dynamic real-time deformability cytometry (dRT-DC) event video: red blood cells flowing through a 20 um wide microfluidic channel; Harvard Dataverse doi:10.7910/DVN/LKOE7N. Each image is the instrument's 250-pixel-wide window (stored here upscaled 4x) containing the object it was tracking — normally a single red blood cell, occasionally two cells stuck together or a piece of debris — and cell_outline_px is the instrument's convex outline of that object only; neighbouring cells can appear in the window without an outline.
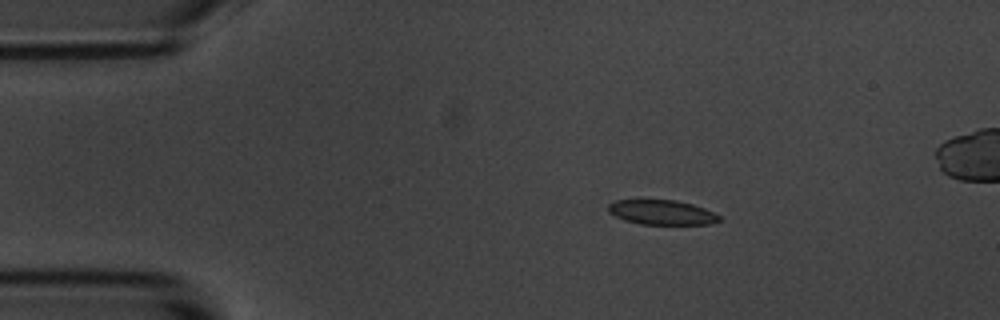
{"species": "common noctule bat (a hibernating species)", "species_latin": "Nyctalus noctula", "temperature_condition": "room temperature", "stored_images_in_passage": 49, "camera_frame_rate_fps": 3000, "um_per_image_px": 0.085, "animal": {"sex": "male", "body_mass_g": 20.1, "forearm_length_mm": 53.5}, "frame": {"image": 1, "passage_image": 1, "time_ms": 0.0, "image_size_px": [1000, 320], "cell_outline_px": [[724, 220], [712, 224], [640, 224], [624, 220], [608, 212], [608, 204], [616, 200], [676, 200], [692, 204], [704, 208], [720, 216]], "centroid_in_image_um": [56.28, 18.05], "position_along_channel_um": 28.7, "area_um2": 16.01}}
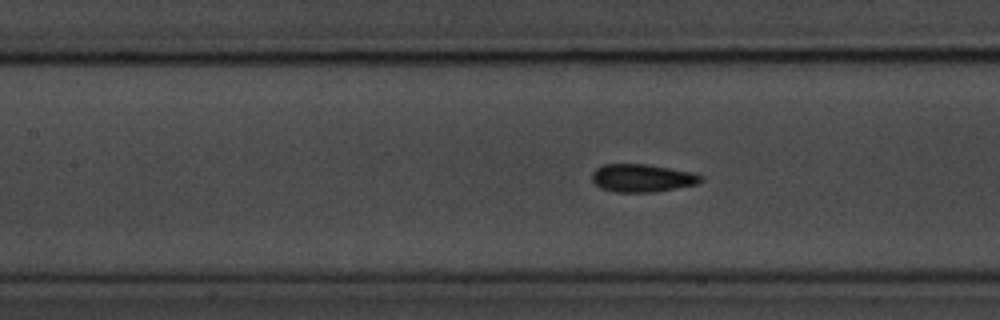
{"frame": {"image": 2, "passage_image": 16, "time_ms": 5.0, "image_size_px": [1000, 320], "cell_outline_px": [[704, 180], [700, 184], [656, 192], [616, 192], [600, 188], [592, 180], [592, 172], [596, 168], [604, 164], [648, 164], [692, 172], [704, 176]], "centroid_in_image_um": [54.63, 15.14], "position_along_channel_um": 152.8, "area_um2": 17.98}}
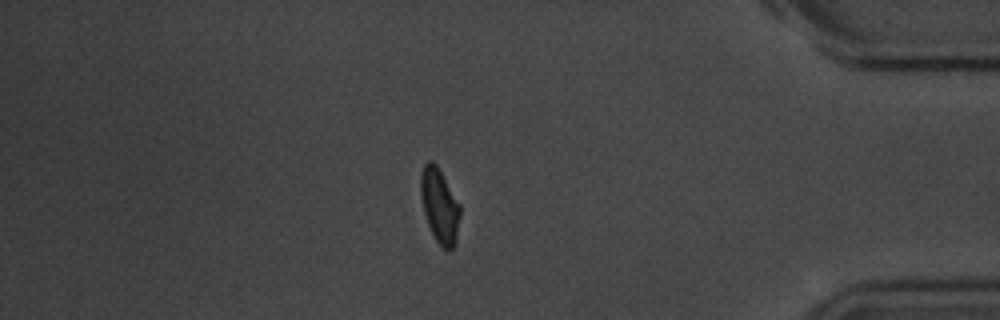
{"frame": {"image": 3, "passage_image": 40, "time_ms": 13.0, "image_size_px": [1000, 320], "cell_outline_px": [[460, 216], [456, 244], [452, 248], [444, 248], [436, 240], [428, 224], [424, 212], [420, 196], [420, 176], [424, 164], [428, 160], [432, 160], [436, 164], [460, 204]], "centroid_in_image_um": [37.36, 17.46], "position_along_channel_um": 397.8, "area_um2": 16.99}, "authors_computed_cell_mechanics": {"area_um2": 16.9932, "velocity_mm_per_s": 3.5079, "shape_relaxation_time_tau1_ms": 2.6076, "shape_relaxation_time_tau2_ms": 1.1268, "deformation_change_tau1": 0.1068, "deformation_change_tau2": 0.0607}}